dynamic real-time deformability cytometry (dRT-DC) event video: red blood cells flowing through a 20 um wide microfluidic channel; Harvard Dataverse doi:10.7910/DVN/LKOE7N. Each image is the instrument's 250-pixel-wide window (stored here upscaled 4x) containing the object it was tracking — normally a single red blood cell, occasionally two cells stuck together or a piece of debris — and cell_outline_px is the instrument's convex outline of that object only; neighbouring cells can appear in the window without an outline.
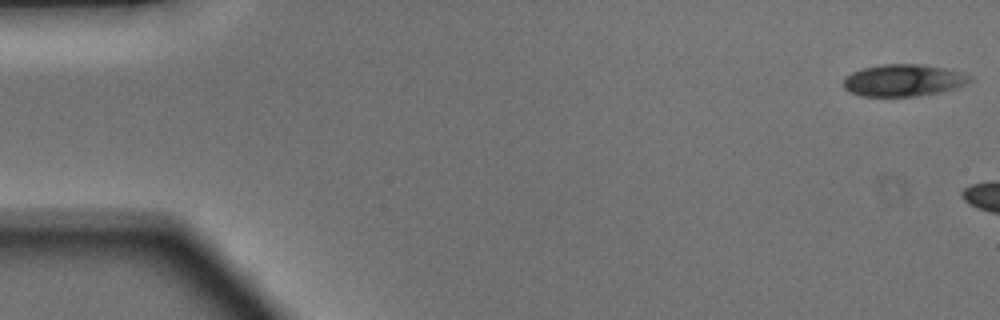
{"species": "Egyptian fruit bat (a non-hibernating species)", "species_latin": "Rousettus aegyptiacus", "temperature_condition": "warm", "stored_images_in_passage": 5, "camera_frame_rate_fps": 3000, "um_per_image_px": 0.085, "animal": {"sex": "male"}, "frame": {"image": 1, "passage_image": 1, "time_ms": 0.0, "image_size_px": [1000, 320], "cell_outline_px": [[972, 80], [956, 88], [940, 92], [916, 96], [860, 96], [844, 88], [844, 80], [852, 72], [864, 68], [880, 64], [920, 64], [944, 68], [960, 72], [972, 76]], "centroid_in_image_um": [76.81, 6.82], "position_along_channel_um": 8.2, "area_um2": 23.35}}